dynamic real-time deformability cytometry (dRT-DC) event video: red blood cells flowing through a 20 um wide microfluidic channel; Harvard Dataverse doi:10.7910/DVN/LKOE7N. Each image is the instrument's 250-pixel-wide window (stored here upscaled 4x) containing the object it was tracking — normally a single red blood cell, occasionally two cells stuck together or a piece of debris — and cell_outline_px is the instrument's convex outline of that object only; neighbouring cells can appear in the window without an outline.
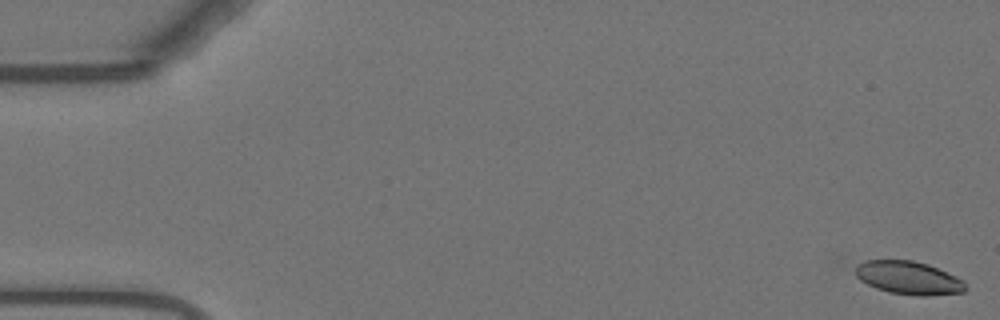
{"species": "Egyptian fruit bat (a non-hibernating species)", "species_latin": "Rousettus aegyptiacus", "temperature_condition": "warm", "stored_images_in_passage": 54, "camera_frame_rate_fps": 3000, "um_per_image_px": 0.085, "animal": {"sex": "female"}, "frame": {"image": 1, "passage_image": 1, "time_ms": 0.0, "image_size_px": [1000, 320], "cell_outline_px": [[964, 292], [928, 296], [916, 296], [888, 292], [876, 288], [860, 280], [856, 276], [856, 264], [864, 260], [912, 260], [928, 264], [956, 276], [964, 280]], "centroid_in_image_um": [77.21, 23.61], "position_along_channel_um": 7.8, "area_um2": 21.33}}
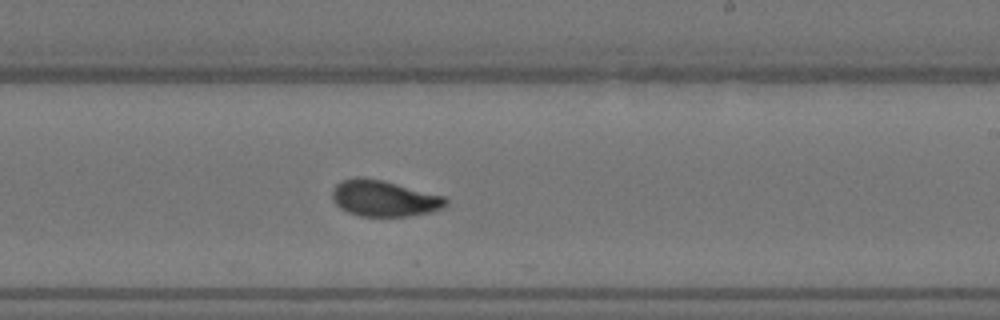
{"frame": {"image": 2, "passage_image": 33, "time_ms": 10.667, "image_size_px": [1000, 320], "cell_outline_px": [[448, 204], [432, 212], [408, 216], [360, 216], [348, 212], [340, 208], [332, 200], [332, 188], [336, 184], [344, 180], [360, 176], [384, 180], [444, 196], [448, 200]], "centroid_in_image_um": [32.63, 16.86], "position_along_channel_um": 256.4, "area_um2": 23.99}}
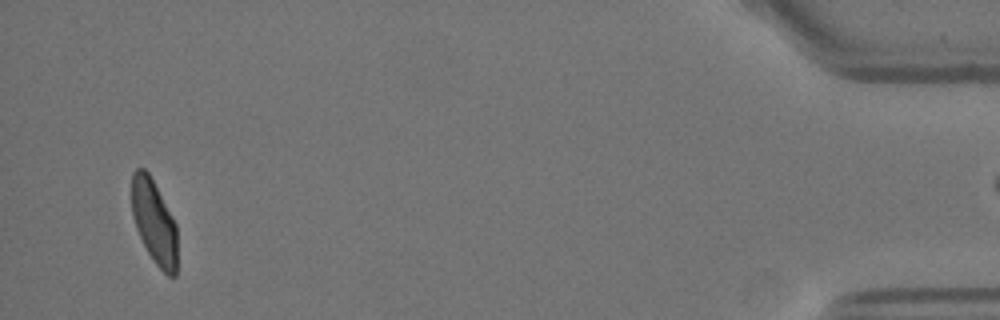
{"frame": {"image": 3, "passage_image": 53, "time_ms": 17.333, "image_size_px": [1000, 320], "cell_outline_px": [[176, 276], [168, 276], [156, 264], [148, 252], [136, 228], [132, 216], [132, 172], [136, 168], [144, 168], [148, 172], [172, 216], [176, 224]], "centroid_in_image_um": [13.09, 18.85], "position_along_channel_um": 422.1, "area_um2": 21.96}}